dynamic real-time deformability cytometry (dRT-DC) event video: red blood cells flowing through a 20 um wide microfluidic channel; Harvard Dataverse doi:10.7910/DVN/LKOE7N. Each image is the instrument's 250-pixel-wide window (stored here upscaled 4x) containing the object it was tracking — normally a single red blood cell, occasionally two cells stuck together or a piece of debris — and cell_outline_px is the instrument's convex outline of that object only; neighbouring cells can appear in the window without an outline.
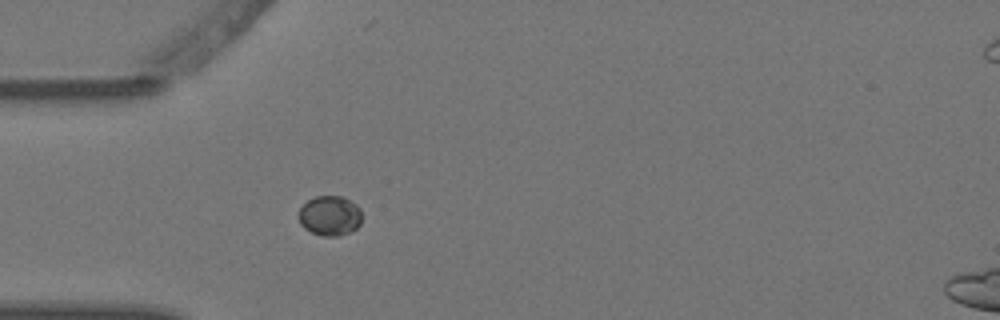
{"species": "Egyptian fruit bat (a non-hibernating species)", "species_latin": "Rousettus aegyptiacus", "temperature_condition": "warm", "stored_images_in_passage": 2, "camera_frame_rate_fps": 3000, "um_per_image_px": 0.085, "animal": {"sex": "female"}, "frame": {"image": 1, "passage_image": 1, "time_ms": 0.0, "image_size_px": [1000, 320], "cell_outline_px": [[360, 224], [356, 228], [340, 236], [320, 236], [304, 228], [300, 224], [300, 208], [308, 200], [316, 196], [344, 196], [356, 204], [360, 208]], "centroid_in_image_um": [28.04, 18.33], "position_along_channel_um": 57.0, "area_um2": 14.62}}